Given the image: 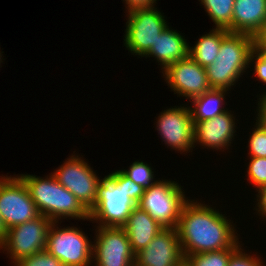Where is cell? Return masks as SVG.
I'll return each mask as SVG.
<instances>
[{"label":"cell","instance_id":"d6986e66","mask_svg":"<svg viewBox=\"0 0 266 266\" xmlns=\"http://www.w3.org/2000/svg\"><path fill=\"white\" fill-rule=\"evenodd\" d=\"M229 93L228 90L224 89H210L202 95L191 99L190 103L192 105L190 104L189 108L193 122L213 119L226 112L227 108L224 107L227 105L225 97Z\"/></svg>","mask_w":266,"mask_h":266},{"label":"cell","instance_id":"2e32d148","mask_svg":"<svg viewBox=\"0 0 266 266\" xmlns=\"http://www.w3.org/2000/svg\"><path fill=\"white\" fill-rule=\"evenodd\" d=\"M184 37L177 30L167 26L143 57H154L163 72L169 65L189 56V43Z\"/></svg>","mask_w":266,"mask_h":266},{"label":"cell","instance_id":"3957f363","mask_svg":"<svg viewBox=\"0 0 266 266\" xmlns=\"http://www.w3.org/2000/svg\"><path fill=\"white\" fill-rule=\"evenodd\" d=\"M254 48V37L229 32L223 39L216 60L205 68L211 89L230 91L247 71Z\"/></svg>","mask_w":266,"mask_h":266},{"label":"cell","instance_id":"ba28073f","mask_svg":"<svg viewBox=\"0 0 266 266\" xmlns=\"http://www.w3.org/2000/svg\"><path fill=\"white\" fill-rule=\"evenodd\" d=\"M74 153L75 151L52 174L90 211L97 201L100 177L83 156Z\"/></svg>","mask_w":266,"mask_h":266},{"label":"cell","instance_id":"7402d4cb","mask_svg":"<svg viewBox=\"0 0 266 266\" xmlns=\"http://www.w3.org/2000/svg\"><path fill=\"white\" fill-rule=\"evenodd\" d=\"M236 248L202 252L184 256L190 266H228L230 254Z\"/></svg>","mask_w":266,"mask_h":266},{"label":"cell","instance_id":"277c9868","mask_svg":"<svg viewBox=\"0 0 266 266\" xmlns=\"http://www.w3.org/2000/svg\"><path fill=\"white\" fill-rule=\"evenodd\" d=\"M137 204L127 196L125 175L120 170L100 179L97 201L89 220L103 227H122Z\"/></svg>","mask_w":266,"mask_h":266},{"label":"cell","instance_id":"4316f807","mask_svg":"<svg viewBox=\"0 0 266 266\" xmlns=\"http://www.w3.org/2000/svg\"><path fill=\"white\" fill-rule=\"evenodd\" d=\"M242 244H240L229 257L228 266H265L261 255H257L253 253L250 255L243 248ZM256 255V256H254Z\"/></svg>","mask_w":266,"mask_h":266},{"label":"cell","instance_id":"8992f818","mask_svg":"<svg viewBox=\"0 0 266 266\" xmlns=\"http://www.w3.org/2000/svg\"><path fill=\"white\" fill-rule=\"evenodd\" d=\"M59 223L53 222L51 224L45 249L59 259L64 266L93 265L91 264L93 241L85 235L80 227L66 226L61 228Z\"/></svg>","mask_w":266,"mask_h":266},{"label":"cell","instance_id":"7c38bea8","mask_svg":"<svg viewBox=\"0 0 266 266\" xmlns=\"http://www.w3.org/2000/svg\"><path fill=\"white\" fill-rule=\"evenodd\" d=\"M92 266H134L135 253L132 251L127 233L122 227L97 226L93 239Z\"/></svg>","mask_w":266,"mask_h":266},{"label":"cell","instance_id":"30bf717a","mask_svg":"<svg viewBox=\"0 0 266 266\" xmlns=\"http://www.w3.org/2000/svg\"><path fill=\"white\" fill-rule=\"evenodd\" d=\"M52 223L51 219L40 215L36 219L9 228L0 250L8 254L12 264L44 250Z\"/></svg>","mask_w":266,"mask_h":266},{"label":"cell","instance_id":"d4e9b609","mask_svg":"<svg viewBox=\"0 0 266 266\" xmlns=\"http://www.w3.org/2000/svg\"><path fill=\"white\" fill-rule=\"evenodd\" d=\"M248 139V157L266 158V131L256 122Z\"/></svg>","mask_w":266,"mask_h":266},{"label":"cell","instance_id":"d6a6232c","mask_svg":"<svg viewBox=\"0 0 266 266\" xmlns=\"http://www.w3.org/2000/svg\"><path fill=\"white\" fill-rule=\"evenodd\" d=\"M253 37H254L253 50L266 51V21L262 25L261 29Z\"/></svg>","mask_w":266,"mask_h":266},{"label":"cell","instance_id":"44dd1931","mask_svg":"<svg viewBox=\"0 0 266 266\" xmlns=\"http://www.w3.org/2000/svg\"><path fill=\"white\" fill-rule=\"evenodd\" d=\"M209 18L214 22V28L227 29L232 32V15L234 0H199Z\"/></svg>","mask_w":266,"mask_h":266},{"label":"cell","instance_id":"484cf974","mask_svg":"<svg viewBox=\"0 0 266 266\" xmlns=\"http://www.w3.org/2000/svg\"><path fill=\"white\" fill-rule=\"evenodd\" d=\"M14 266H64V264L51 255L46 249L38 253L24 257L13 264Z\"/></svg>","mask_w":266,"mask_h":266},{"label":"cell","instance_id":"cb8c5ba5","mask_svg":"<svg viewBox=\"0 0 266 266\" xmlns=\"http://www.w3.org/2000/svg\"><path fill=\"white\" fill-rule=\"evenodd\" d=\"M249 158V159H248ZM250 161L246 163L247 179L253 185L256 192H260L266 187V158L265 157H247Z\"/></svg>","mask_w":266,"mask_h":266},{"label":"cell","instance_id":"1f68e13d","mask_svg":"<svg viewBox=\"0 0 266 266\" xmlns=\"http://www.w3.org/2000/svg\"><path fill=\"white\" fill-rule=\"evenodd\" d=\"M256 205L255 210L256 213L261 216V218L266 220V187L263 188L259 193L256 194ZM257 207V208H256Z\"/></svg>","mask_w":266,"mask_h":266},{"label":"cell","instance_id":"7a4b0ae2","mask_svg":"<svg viewBox=\"0 0 266 266\" xmlns=\"http://www.w3.org/2000/svg\"><path fill=\"white\" fill-rule=\"evenodd\" d=\"M25 183L40 215L60 222L63 219L89 220V211L80 201L62 186L55 176L38 177L30 174L18 175Z\"/></svg>","mask_w":266,"mask_h":266},{"label":"cell","instance_id":"4dcf8cb0","mask_svg":"<svg viewBox=\"0 0 266 266\" xmlns=\"http://www.w3.org/2000/svg\"><path fill=\"white\" fill-rule=\"evenodd\" d=\"M256 122L266 131V92L258 96Z\"/></svg>","mask_w":266,"mask_h":266},{"label":"cell","instance_id":"5bb4252c","mask_svg":"<svg viewBox=\"0 0 266 266\" xmlns=\"http://www.w3.org/2000/svg\"><path fill=\"white\" fill-rule=\"evenodd\" d=\"M184 260L176 228H164L135 254V266H178Z\"/></svg>","mask_w":266,"mask_h":266},{"label":"cell","instance_id":"9a60e30c","mask_svg":"<svg viewBox=\"0 0 266 266\" xmlns=\"http://www.w3.org/2000/svg\"><path fill=\"white\" fill-rule=\"evenodd\" d=\"M228 110L229 108L213 119L194 123V148L199 144L198 146H203V149L209 148L217 152L230 149L231 143L237 136L238 127L234 111L232 114V111Z\"/></svg>","mask_w":266,"mask_h":266},{"label":"cell","instance_id":"83f0119b","mask_svg":"<svg viewBox=\"0 0 266 266\" xmlns=\"http://www.w3.org/2000/svg\"><path fill=\"white\" fill-rule=\"evenodd\" d=\"M254 67V76L264 85L266 84V51L253 50L249 58V66ZM254 64V65H253Z\"/></svg>","mask_w":266,"mask_h":266},{"label":"cell","instance_id":"ffe728a7","mask_svg":"<svg viewBox=\"0 0 266 266\" xmlns=\"http://www.w3.org/2000/svg\"><path fill=\"white\" fill-rule=\"evenodd\" d=\"M229 33L227 29L213 28L202 35L192 47L189 46V56L199 65L206 68L217 58L222 39Z\"/></svg>","mask_w":266,"mask_h":266},{"label":"cell","instance_id":"ac0fdd59","mask_svg":"<svg viewBox=\"0 0 266 266\" xmlns=\"http://www.w3.org/2000/svg\"><path fill=\"white\" fill-rule=\"evenodd\" d=\"M266 21V0H234L232 32L254 36Z\"/></svg>","mask_w":266,"mask_h":266},{"label":"cell","instance_id":"e575fe53","mask_svg":"<svg viewBox=\"0 0 266 266\" xmlns=\"http://www.w3.org/2000/svg\"><path fill=\"white\" fill-rule=\"evenodd\" d=\"M2 53H3V51H2V52L0 51V65H1V63H3V60H5V59H3V57H2V56H3ZM0 67H2V66H0Z\"/></svg>","mask_w":266,"mask_h":266},{"label":"cell","instance_id":"6da1fadb","mask_svg":"<svg viewBox=\"0 0 266 266\" xmlns=\"http://www.w3.org/2000/svg\"><path fill=\"white\" fill-rule=\"evenodd\" d=\"M217 210L194 199L183 205L176 229L184 256L237 248L241 244L236 225Z\"/></svg>","mask_w":266,"mask_h":266},{"label":"cell","instance_id":"8fae6325","mask_svg":"<svg viewBox=\"0 0 266 266\" xmlns=\"http://www.w3.org/2000/svg\"><path fill=\"white\" fill-rule=\"evenodd\" d=\"M186 106L167 108L155 119V129L161 136L162 142L183 155L194 149V122L190 108Z\"/></svg>","mask_w":266,"mask_h":266},{"label":"cell","instance_id":"d590c367","mask_svg":"<svg viewBox=\"0 0 266 266\" xmlns=\"http://www.w3.org/2000/svg\"><path fill=\"white\" fill-rule=\"evenodd\" d=\"M178 266H190L185 260Z\"/></svg>","mask_w":266,"mask_h":266},{"label":"cell","instance_id":"836d02e7","mask_svg":"<svg viewBox=\"0 0 266 266\" xmlns=\"http://www.w3.org/2000/svg\"><path fill=\"white\" fill-rule=\"evenodd\" d=\"M7 228L5 227L3 220L0 216V245L3 243V241L6 238Z\"/></svg>","mask_w":266,"mask_h":266},{"label":"cell","instance_id":"4fadbf2b","mask_svg":"<svg viewBox=\"0 0 266 266\" xmlns=\"http://www.w3.org/2000/svg\"><path fill=\"white\" fill-rule=\"evenodd\" d=\"M162 74L170 90L186 101L211 89L205 68L190 56L169 65Z\"/></svg>","mask_w":266,"mask_h":266},{"label":"cell","instance_id":"603a6c76","mask_svg":"<svg viewBox=\"0 0 266 266\" xmlns=\"http://www.w3.org/2000/svg\"><path fill=\"white\" fill-rule=\"evenodd\" d=\"M149 165L151 164L136 160L129 166V169H121L120 171L134 183L146 189L157 181L155 180L154 168L152 169V166Z\"/></svg>","mask_w":266,"mask_h":266},{"label":"cell","instance_id":"e0dca14e","mask_svg":"<svg viewBox=\"0 0 266 266\" xmlns=\"http://www.w3.org/2000/svg\"><path fill=\"white\" fill-rule=\"evenodd\" d=\"M122 228L127 233L132 251L136 254L145 248L164 228L145 210L135 206Z\"/></svg>","mask_w":266,"mask_h":266},{"label":"cell","instance_id":"9c48e42d","mask_svg":"<svg viewBox=\"0 0 266 266\" xmlns=\"http://www.w3.org/2000/svg\"><path fill=\"white\" fill-rule=\"evenodd\" d=\"M0 216L7 230L36 219L40 213L29 191L18 176H0Z\"/></svg>","mask_w":266,"mask_h":266},{"label":"cell","instance_id":"52a82bcc","mask_svg":"<svg viewBox=\"0 0 266 266\" xmlns=\"http://www.w3.org/2000/svg\"><path fill=\"white\" fill-rule=\"evenodd\" d=\"M163 14L155 7L126 13L123 45L132 55L143 57L154 46L158 36L169 24Z\"/></svg>","mask_w":266,"mask_h":266},{"label":"cell","instance_id":"5b68a950","mask_svg":"<svg viewBox=\"0 0 266 266\" xmlns=\"http://www.w3.org/2000/svg\"><path fill=\"white\" fill-rule=\"evenodd\" d=\"M182 188L177 181L159 178L145 189L137 206L157 220L163 228H176L181 209L189 200Z\"/></svg>","mask_w":266,"mask_h":266},{"label":"cell","instance_id":"f1b7e54d","mask_svg":"<svg viewBox=\"0 0 266 266\" xmlns=\"http://www.w3.org/2000/svg\"><path fill=\"white\" fill-rule=\"evenodd\" d=\"M125 184L127 190V196L138 204L144 194L145 188L141 185L134 183L131 179L125 176Z\"/></svg>","mask_w":266,"mask_h":266},{"label":"cell","instance_id":"f546056e","mask_svg":"<svg viewBox=\"0 0 266 266\" xmlns=\"http://www.w3.org/2000/svg\"><path fill=\"white\" fill-rule=\"evenodd\" d=\"M127 13L137 9H147L156 7L157 0H123Z\"/></svg>","mask_w":266,"mask_h":266}]
</instances>
